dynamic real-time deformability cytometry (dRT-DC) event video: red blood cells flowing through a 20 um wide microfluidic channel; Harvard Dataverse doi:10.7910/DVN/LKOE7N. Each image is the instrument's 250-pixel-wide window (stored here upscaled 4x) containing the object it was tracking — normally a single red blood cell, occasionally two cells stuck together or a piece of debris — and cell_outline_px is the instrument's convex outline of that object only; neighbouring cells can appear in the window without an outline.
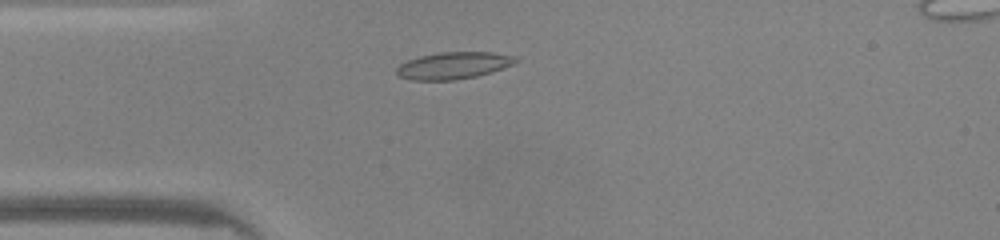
{"species": "common noctule bat (a hibernating species)", "species_latin": "Nyctalus noctula", "temperature_condition": "warm", "stored_images_in_passage": 41, "camera_frame_rate_fps": 3000, "um_per_image_px": 0.085, "animal": {"sex": "male", "body_mass_g": 20.0, "forearm_length_mm": 53.3}, "frame": {"image": 1, "passage_image": 6, "time_ms": 1.667, "image_size_px": [1000, 240], "cell_outline_px": [[520, 60], [512, 64], [476, 76], [452, 80], [412, 80], [396, 76], [396, 68], [400, 64], [408, 60], [420, 56], [440, 52], [492, 52], [512, 56]], "centroid_in_image_um": [38.47, 5.57], "position_along_channel_um": 46.5, "area_um2": 18.44}}
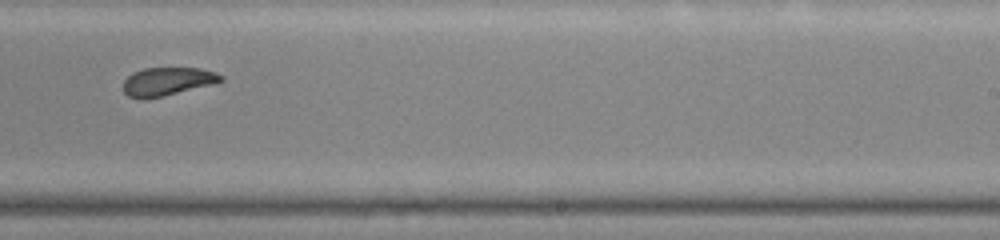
{"frame": {"image": 2, "passage_image": 23, "time_ms": 7.333, "image_size_px": [1000, 240], "cell_outline_px": [[224, 80], [212, 84], [164, 96], [144, 100], [140, 100], [128, 96], [124, 92], [124, 80], [132, 72], [144, 68], [200, 68], [216, 72], [224, 76]], "centroid_in_image_um": [14.21, 6.93], "position_along_channel_um": 274.8, "area_um2": 16.24}}
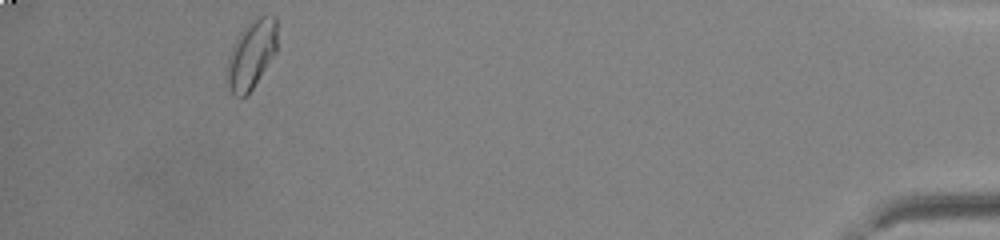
{"frame": {"image": 3, "passage_image": 38, "time_ms": 12.333, "image_size_px": [1000, 240], "cell_outline_px": [[276, 52], [252, 88], [244, 96], [240, 96], [232, 92], [228, 88], [228, 68], [232, 48], [236, 40], [260, 16], [276, 16]], "centroid_in_image_um": [21.41, 4.66], "position_along_channel_um": 413.8, "area_um2": 18.61}, "authors_computed_cell_mechanics": {"area_um2": 17.6868, "velocity_mm_per_s": 4.2293, "shape_relaxation_time_tau1_ms": 2.4039, "shape_relaxation_time_tau2_ms": 1.7855, "deformation_change_tau1": 0.096, "deformation_change_tau2": 0.0713}}